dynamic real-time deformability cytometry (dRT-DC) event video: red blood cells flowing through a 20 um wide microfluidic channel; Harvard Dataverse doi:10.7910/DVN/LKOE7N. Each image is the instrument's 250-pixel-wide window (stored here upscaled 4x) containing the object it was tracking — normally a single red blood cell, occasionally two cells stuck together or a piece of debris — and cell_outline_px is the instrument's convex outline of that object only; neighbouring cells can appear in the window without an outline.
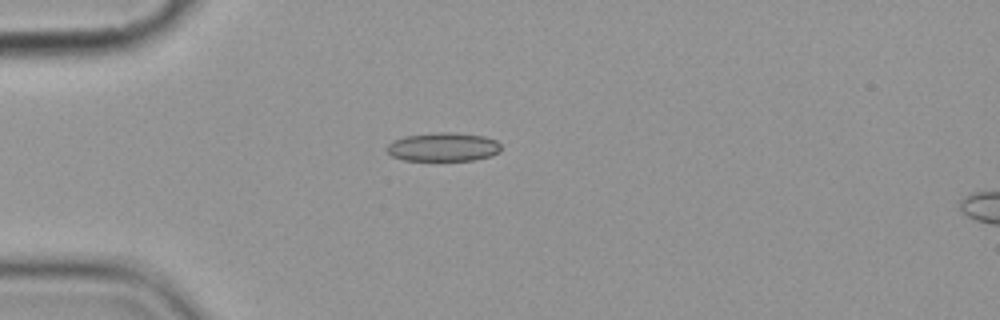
{"species": "common noctule bat (a hibernating species)", "species_latin": "Nyctalus noctula", "temperature_condition": "cold", "stored_images_in_passage": 7, "camera_frame_rate_fps": 3000, "um_per_image_px": 0.085, "animal": {"sex": "female", "body_mass_g": 19.9}, "frame": {"image": 1, "passage_image": 1, "time_ms": 0.0, "image_size_px": [1000, 320], "cell_outline_px": [[500, 152], [492, 156], [472, 160], [404, 160], [392, 156], [384, 148], [392, 140], [404, 136], [436, 132], [456, 132], [484, 136], [496, 140], [500, 144]], "centroid_in_image_um": [37.66, 12.48], "position_along_channel_um": 47.3, "area_um2": 19.31}}
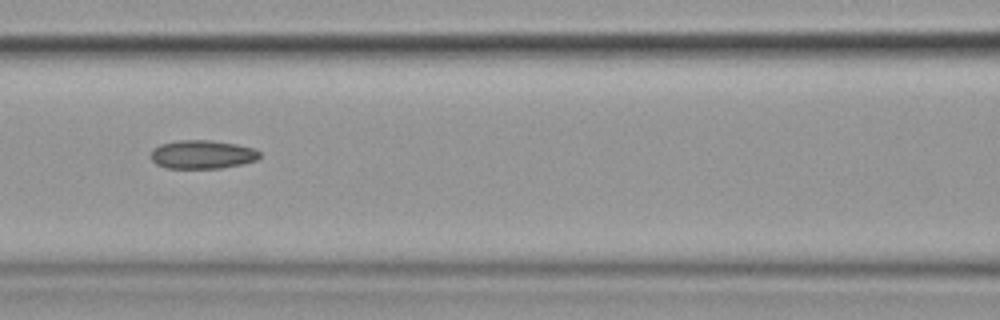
{"frame": {"image": 2, "passage_image": 4, "time_ms": 3.333, "image_size_px": [1000, 320], "cell_outline_px": [[260, 156], [256, 160], [240, 164], [220, 168], [168, 168], [156, 164], [152, 160], [152, 148], [160, 144], [176, 140], [212, 140], [236, 144], [252, 148], [260, 152]], "centroid_in_image_um": [17.17, 13.12], "position_along_channel_um": 149.4, "area_um2": 18.03}}
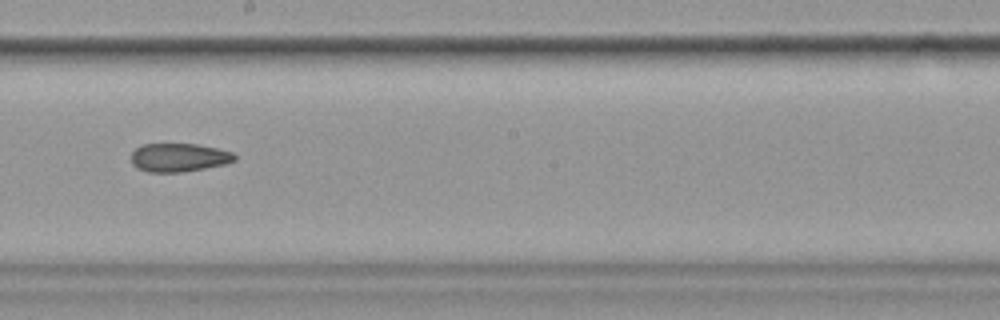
{"frame": {"image": 3, "passage_image": 6, "time_ms": 5.667, "image_size_px": [1000, 320], "cell_outline_px": [[236, 160], [228, 164], [180, 172], [148, 172], [136, 168], [132, 164], [132, 152], [136, 148], [144, 144], [196, 144], [216, 148], [232, 152], [236, 156]], "centroid_in_image_um": [15.21, 13.39], "position_along_channel_um": 233.0, "area_um2": 17.17}}